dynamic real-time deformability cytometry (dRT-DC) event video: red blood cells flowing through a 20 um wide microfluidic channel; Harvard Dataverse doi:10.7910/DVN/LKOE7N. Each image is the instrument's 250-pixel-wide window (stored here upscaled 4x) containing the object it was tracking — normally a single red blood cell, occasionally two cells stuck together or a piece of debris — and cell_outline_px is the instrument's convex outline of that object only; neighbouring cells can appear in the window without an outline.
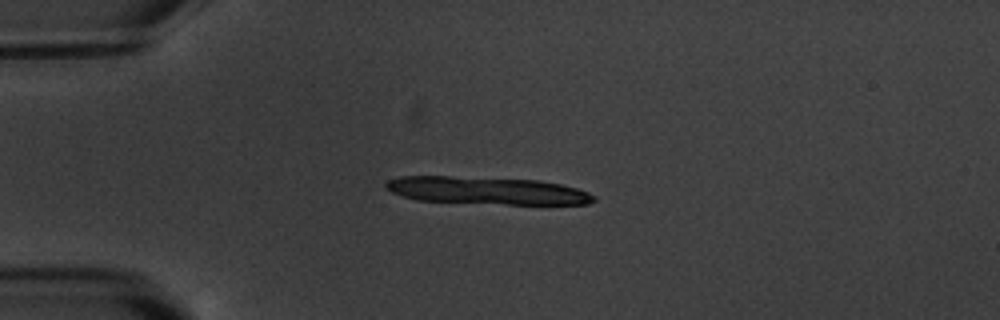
{"species": "common noctule bat (a hibernating species)", "species_latin": "Nyctalus noctula", "temperature_condition": "warm", "stored_images_in_passage": 4, "camera_frame_rate_fps": 3000, "um_per_image_px": 0.085, "animal": {"sex": "male", "body_mass_g": 20.1, "forearm_length_mm": 53.5}, "frame": {"image": 1, "passage_image": 3, "time_ms": 3.333, "image_size_px": [1000, 320], "cell_outline_px": [[596, 200], [588, 204], [508, 204], [416, 200], [392, 192], [384, 188], [384, 184], [388, 180], [400, 176], [452, 176], [540, 180], [560, 184], [576, 188], [588, 192], [596, 196]], "centroid_in_image_um": [41.39, 16.19], "position_along_channel_um": 43.6, "area_um2": 33.35}}